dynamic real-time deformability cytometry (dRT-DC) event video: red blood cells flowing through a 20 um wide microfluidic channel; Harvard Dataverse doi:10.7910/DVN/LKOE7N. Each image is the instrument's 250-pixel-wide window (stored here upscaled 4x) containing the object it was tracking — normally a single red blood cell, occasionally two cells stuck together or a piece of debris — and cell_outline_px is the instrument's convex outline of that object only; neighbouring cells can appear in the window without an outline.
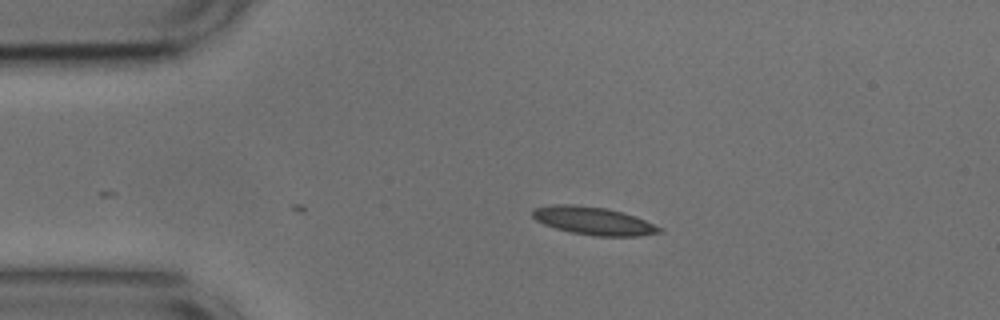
{"species": "common noctule bat (a hibernating species)", "species_latin": "Nyctalus noctula", "temperature_condition": "cold", "stored_images_in_passage": 3, "camera_frame_rate_fps": 3000, "um_per_image_px": 0.085, "animal": {"sex": "male", "body_mass_g": 17.9, "forearm_length_mm": 54.2}, "frame": {"image": 1, "passage_image": 3, "time_ms": 0.667, "image_size_px": [1000, 320], "cell_outline_px": [[664, 232], [640, 236], [592, 236], [572, 232], [556, 228], [544, 224], [536, 220], [532, 216], [532, 212], [536, 208], [552, 204], [572, 204], [608, 208], [644, 220], [664, 228]], "centroid_in_image_um": [50.46, 18.78], "position_along_channel_um": 34.5, "area_um2": 20.58}}